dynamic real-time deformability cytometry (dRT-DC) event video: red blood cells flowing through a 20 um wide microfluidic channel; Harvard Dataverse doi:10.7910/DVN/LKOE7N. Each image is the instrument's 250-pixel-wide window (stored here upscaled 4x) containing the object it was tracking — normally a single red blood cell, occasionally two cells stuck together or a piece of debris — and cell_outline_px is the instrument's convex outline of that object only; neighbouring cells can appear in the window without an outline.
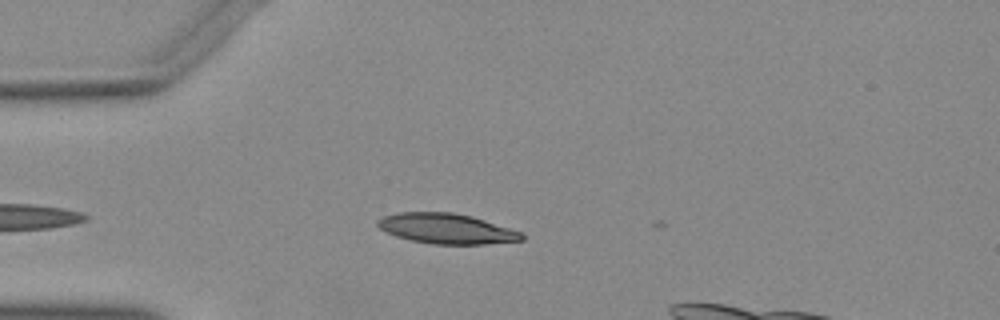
{"species": "Egyptian fruit bat (a non-hibernating species)", "species_latin": "Rousettus aegyptiacus", "temperature_condition": "warm", "stored_images_in_passage": 36, "camera_frame_rate_fps": 3000, "um_per_image_px": 0.085, "animal": {"sex": "female"}, "frame": {"image": 1, "passage_image": 3, "time_ms": 0.667, "image_size_px": [1000, 320], "cell_outline_px": [[524, 240], [484, 244], [432, 244], [412, 240], [396, 236], [380, 228], [376, 224], [376, 220], [384, 216], [396, 212], [452, 212], [472, 216], [520, 232], [524, 236]], "centroid_in_image_um": [37.92, 19.43], "position_along_channel_um": 47.1, "area_um2": 25.14}}
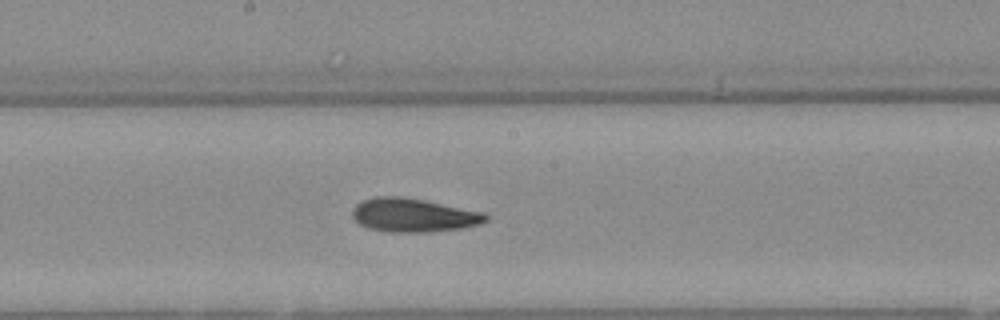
{"frame": {"image": 2, "passage_image": 17, "time_ms": 5.333, "image_size_px": [1000, 320], "cell_outline_px": [[488, 220], [480, 224], [460, 228], [424, 232], [384, 232], [368, 228], [360, 224], [352, 216], [352, 208], [356, 204], [364, 200], [376, 196], [400, 196], [424, 200], [484, 212], [488, 216]], "centroid_in_image_um": [35.12, 18.29], "position_along_channel_um": 213.1, "area_um2": 26.13}}
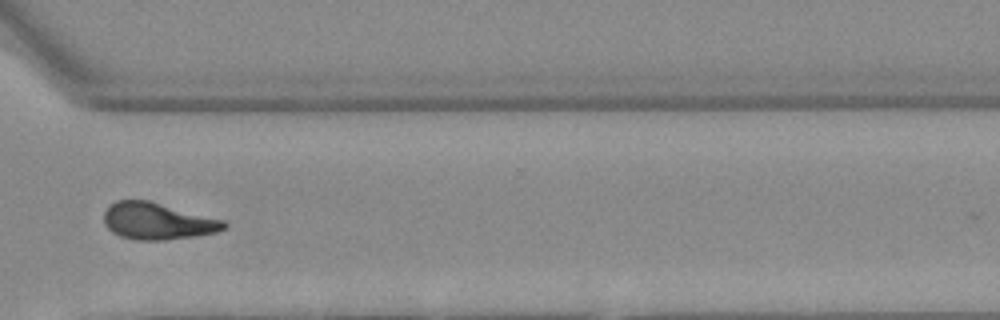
{"frame": {"image": 3, "passage_image": 28, "time_ms": 9.0, "image_size_px": [1000, 320], "cell_outline_px": [[228, 228], [216, 232], [192, 236], [164, 240], [136, 240], [120, 236], [112, 232], [104, 224], [104, 212], [116, 200], [148, 200], [224, 220], [228, 224]], "centroid_in_image_um": [13.39, 18.8], "position_along_channel_um": 357.2, "area_um2": 25.61}}